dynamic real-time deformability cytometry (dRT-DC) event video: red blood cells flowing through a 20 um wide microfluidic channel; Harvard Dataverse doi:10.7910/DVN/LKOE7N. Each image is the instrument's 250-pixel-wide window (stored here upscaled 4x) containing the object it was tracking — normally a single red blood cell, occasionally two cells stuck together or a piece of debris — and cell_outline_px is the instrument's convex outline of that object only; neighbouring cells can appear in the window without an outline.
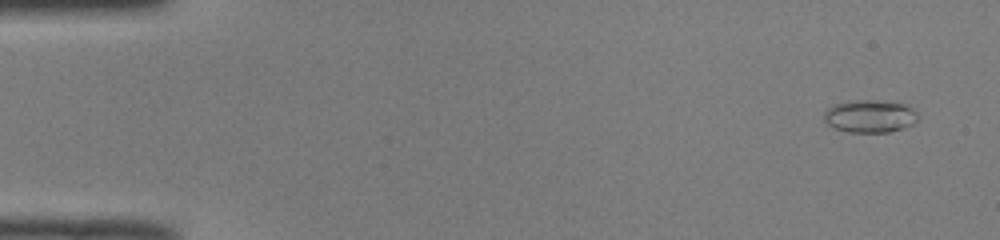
{"species": "common noctule bat (a hibernating species)", "species_latin": "Nyctalus noctula", "temperature_condition": "room temperature", "stored_images_in_passage": 50, "camera_frame_rate_fps": 3000, "um_per_image_px": 0.085, "animal": {"sex": "male", "body_mass_g": 19.0, "forearm_length_mm": 50.8}, "frame": {"image": 1, "passage_image": 3, "time_ms": 0.667, "image_size_px": [1000, 240], "cell_outline_px": [[916, 120], [912, 124], [888, 132], [848, 132], [836, 128], [828, 124], [824, 120], [824, 112], [828, 108], [836, 104], [864, 100], [876, 100], [900, 104], [916, 112]], "centroid_in_image_um": [73.89, 9.89], "position_along_channel_um": 11.1, "area_um2": 17.17}}
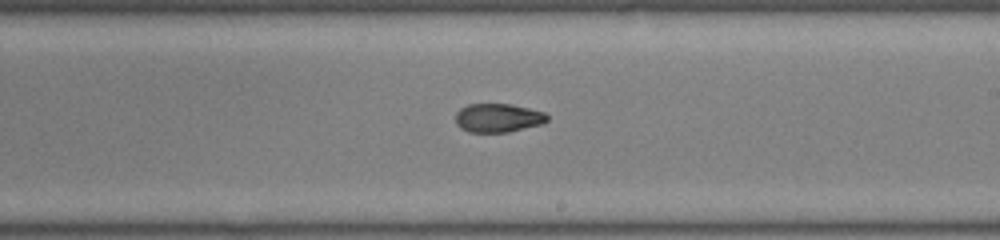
{"frame": {"image": 2, "passage_image": 30, "time_ms": 9.667, "image_size_px": [1000, 240], "cell_outline_px": [[548, 120], [540, 124], [508, 132], [468, 132], [460, 128], [456, 124], [456, 112], [460, 108], [468, 104], [512, 104], [544, 112], [548, 116]], "centroid_in_image_um": [42.3, 10.02], "position_along_channel_um": 246.7, "area_um2": 15.32}}
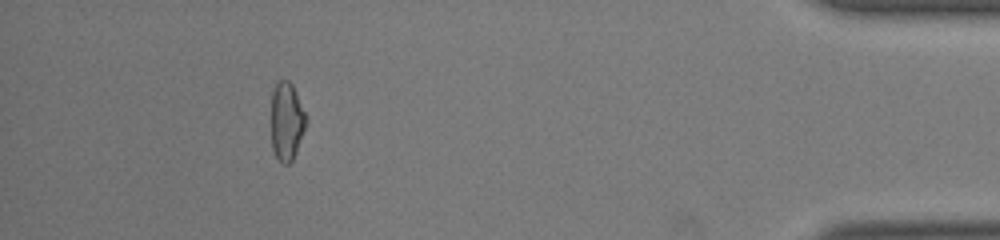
{"frame": {"image": 3, "passage_image": 46, "time_ms": 15.0, "image_size_px": [1000, 240], "cell_outline_px": [[308, 120], [296, 152], [292, 160], [288, 164], [284, 164], [276, 156], [272, 148], [272, 92], [276, 84], [280, 80], [288, 80], [292, 84], [308, 116]], "centroid_in_image_um": [24.39, 10.29], "position_along_channel_um": 410.8, "area_um2": 15.9}, "authors_computed_cell_mechanics": {"area_um2": 15.8372, "velocity_mm_per_s": 4.1162, "shape_relaxation_time_tau1_ms": null, "shape_relaxation_time_tau2_ms": 2.0992, "deformation_change_tau1": null, "deformation_change_tau2": 0.0751}}